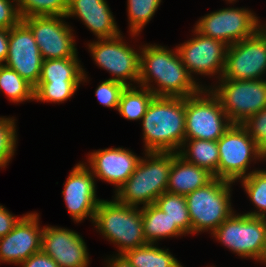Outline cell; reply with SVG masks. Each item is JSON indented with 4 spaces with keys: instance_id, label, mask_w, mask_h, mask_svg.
<instances>
[{
    "instance_id": "cell-35",
    "label": "cell",
    "mask_w": 266,
    "mask_h": 267,
    "mask_svg": "<svg viewBox=\"0 0 266 267\" xmlns=\"http://www.w3.org/2000/svg\"><path fill=\"white\" fill-rule=\"evenodd\" d=\"M125 87L123 83L105 79L104 81H100V84L95 90V96L98 102L104 107L117 110L121 93Z\"/></svg>"
},
{
    "instance_id": "cell-6",
    "label": "cell",
    "mask_w": 266,
    "mask_h": 267,
    "mask_svg": "<svg viewBox=\"0 0 266 267\" xmlns=\"http://www.w3.org/2000/svg\"><path fill=\"white\" fill-rule=\"evenodd\" d=\"M219 150L218 178L235 184L258 168L249 171L251 162L265 156L241 124H232L217 140Z\"/></svg>"
},
{
    "instance_id": "cell-18",
    "label": "cell",
    "mask_w": 266,
    "mask_h": 267,
    "mask_svg": "<svg viewBox=\"0 0 266 267\" xmlns=\"http://www.w3.org/2000/svg\"><path fill=\"white\" fill-rule=\"evenodd\" d=\"M41 251L59 267H88L90 257L83 237L73 230L43 226Z\"/></svg>"
},
{
    "instance_id": "cell-29",
    "label": "cell",
    "mask_w": 266,
    "mask_h": 267,
    "mask_svg": "<svg viewBox=\"0 0 266 267\" xmlns=\"http://www.w3.org/2000/svg\"><path fill=\"white\" fill-rule=\"evenodd\" d=\"M239 181L256 208L244 214L266 218V170L257 169Z\"/></svg>"
},
{
    "instance_id": "cell-14",
    "label": "cell",
    "mask_w": 266,
    "mask_h": 267,
    "mask_svg": "<svg viewBox=\"0 0 266 267\" xmlns=\"http://www.w3.org/2000/svg\"><path fill=\"white\" fill-rule=\"evenodd\" d=\"M194 37L176 46L182 63L188 70L190 76L195 75L215 76L220 80L225 68L226 53L228 45L206 37L195 29L192 31Z\"/></svg>"
},
{
    "instance_id": "cell-31",
    "label": "cell",
    "mask_w": 266,
    "mask_h": 267,
    "mask_svg": "<svg viewBox=\"0 0 266 267\" xmlns=\"http://www.w3.org/2000/svg\"><path fill=\"white\" fill-rule=\"evenodd\" d=\"M82 82H38L34 87V100L64 103L76 93Z\"/></svg>"
},
{
    "instance_id": "cell-16",
    "label": "cell",
    "mask_w": 266,
    "mask_h": 267,
    "mask_svg": "<svg viewBox=\"0 0 266 267\" xmlns=\"http://www.w3.org/2000/svg\"><path fill=\"white\" fill-rule=\"evenodd\" d=\"M96 180L83 161L70 171L62 191L63 198L74 222L79 223L89 218L93 223L97 206L102 199L96 195Z\"/></svg>"
},
{
    "instance_id": "cell-19",
    "label": "cell",
    "mask_w": 266,
    "mask_h": 267,
    "mask_svg": "<svg viewBox=\"0 0 266 267\" xmlns=\"http://www.w3.org/2000/svg\"><path fill=\"white\" fill-rule=\"evenodd\" d=\"M87 166L98 180L115 185L116 193L119 188L134 173L141 157L123 147L99 149L88 153Z\"/></svg>"
},
{
    "instance_id": "cell-30",
    "label": "cell",
    "mask_w": 266,
    "mask_h": 267,
    "mask_svg": "<svg viewBox=\"0 0 266 267\" xmlns=\"http://www.w3.org/2000/svg\"><path fill=\"white\" fill-rule=\"evenodd\" d=\"M162 0H127L128 24L131 37H137L151 21Z\"/></svg>"
},
{
    "instance_id": "cell-12",
    "label": "cell",
    "mask_w": 266,
    "mask_h": 267,
    "mask_svg": "<svg viewBox=\"0 0 266 267\" xmlns=\"http://www.w3.org/2000/svg\"><path fill=\"white\" fill-rule=\"evenodd\" d=\"M265 74L266 24L251 37L228 46L221 79L257 80Z\"/></svg>"
},
{
    "instance_id": "cell-2",
    "label": "cell",
    "mask_w": 266,
    "mask_h": 267,
    "mask_svg": "<svg viewBox=\"0 0 266 267\" xmlns=\"http://www.w3.org/2000/svg\"><path fill=\"white\" fill-rule=\"evenodd\" d=\"M142 122L145 152H175L185 140V98L154 96Z\"/></svg>"
},
{
    "instance_id": "cell-37",
    "label": "cell",
    "mask_w": 266,
    "mask_h": 267,
    "mask_svg": "<svg viewBox=\"0 0 266 267\" xmlns=\"http://www.w3.org/2000/svg\"><path fill=\"white\" fill-rule=\"evenodd\" d=\"M24 215L21 217L15 216L0 204V238L6 236Z\"/></svg>"
},
{
    "instance_id": "cell-9",
    "label": "cell",
    "mask_w": 266,
    "mask_h": 267,
    "mask_svg": "<svg viewBox=\"0 0 266 267\" xmlns=\"http://www.w3.org/2000/svg\"><path fill=\"white\" fill-rule=\"evenodd\" d=\"M232 124L210 89L185 98V139L217 141Z\"/></svg>"
},
{
    "instance_id": "cell-36",
    "label": "cell",
    "mask_w": 266,
    "mask_h": 267,
    "mask_svg": "<svg viewBox=\"0 0 266 267\" xmlns=\"http://www.w3.org/2000/svg\"><path fill=\"white\" fill-rule=\"evenodd\" d=\"M22 20L16 0H0V29H11Z\"/></svg>"
},
{
    "instance_id": "cell-26",
    "label": "cell",
    "mask_w": 266,
    "mask_h": 267,
    "mask_svg": "<svg viewBox=\"0 0 266 267\" xmlns=\"http://www.w3.org/2000/svg\"><path fill=\"white\" fill-rule=\"evenodd\" d=\"M137 87L126 86L120 96L117 111L127 120L141 121L155 96L148 88Z\"/></svg>"
},
{
    "instance_id": "cell-25",
    "label": "cell",
    "mask_w": 266,
    "mask_h": 267,
    "mask_svg": "<svg viewBox=\"0 0 266 267\" xmlns=\"http://www.w3.org/2000/svg\"><path fill=\"white\" fill-rule=\"evenodd\" d=\"M133 267H183L169 249L147 243L123 254Z\"/></svg>"
},
{
    "instance_id": "cell-27",
    "label": "cell",
    "mask_w": 266,
    "mask_h": 267,
    "mask_svg": "<svg viewBox=\"0 0 266 267\" xmlns=\"http://www.w3.org/2000/svg\"><path fill=\"white\" fill-rule=\"evenodd\" d=\"M3 92L13 103L34 101V87L15 70L0 65V93Z\"/></svg>"
},
{
    "instance_id": "cell-38",
    "label": "cell",
    "mask_w": 266,
    "mask_h": 267,
    "mask_svg": "<svg viewBox=\"0 0 266 267\" xmlns=\"http://www.w3.org/2000/svg\"><path fill=\"white\" fill-rule=\"evenodd\" d=\"M20 267H59V265L47 254L42 251L33 254L26 261H23Z\"/></svg>"
},
{
    "instance_id": "cell-3",
    "label": "cell",
    "mask_w": 266,
    "mask_h": 267,
    "mask_svg": "<svg viewBox=\"0 0 266 267\" xmlns=\"http://www.w3.org/2000/svg\"><path fill=\"white\" fill-rule=\"evenodd\" d=\"M175 152H145L134 173L115 193V199L124 205L139 207L155 204L167 190L172 157Z\"/></svg>"
},
{
    "instance_id": "cell-34",
    "label": "cell",
    "mask_w": 266,
    "mask_h": 267,
    "mask_svg": "<svg viewBox=\"0 0 266 267\" xmlns=\"http://www.w3.org/2000/svg\"><path fill=\"white\" fill-rule=\"evenodd\" d=\"M241 125L255 141L259 150L266 154V108L249 116Z\"/></svg>"
},
{
    "instance_id": "cell-13",
    "label": "cell",
    "mask_w": 266,
    "mask_h": 267,
    "mask_svg": "<svg viewBox=\"0 0 266 267\" xmlns=\"http://www.w3.org/2000/svg\"><path fill=\"white\" fill-rule=\"evenodd\" d=\"M65 16L22 18L30 28L44 60L78 58L74 30Z\"/></svg>"
},
{
    "instance_id": "cell-20",
    "label": "cell",
    "mask_w": 266,
    "mask_h": 267,
    "mask_svg": "<svg viewBox=\"0 0 266 267\" xmlns=\"http://www.w3.org/2000/svg\"><path fill=\"white\" fill-rule=\"evenodd\" d=\"M106 0H68L65 17H75L97 37L114 38L122 32Z\"/></svg>"
},
{
    "instance_id": "cell-4",
    "label": "cell",
    "mask_w": 266,
    "mask_h": 267,
    "mask_svg": "<svg viewBox=\"0 0 266 267\" xmlns=\"http://www.w3.org/2000/svg\"><path fill=\"white\" fill-rule=\"evenodd\" d=\"M94 227L103 238L113 243L117 254L147 244L143 234L142 207L102 199L95 212Z\"/></svg>"
},
{
    "instance_id": "cell-40",
    "label": "cell",
    "mask_w": 266,
    "mask_h": 267,
    "mask_svg": "<svg viewBox=\"0 0 266 267\" xmlns=\"http://www.w3.org/2000/svg\"><path fill=\"white\" fill-rule=\"evenodd\" d=\"M106 267H133L123 254H113L106 259Z\"/></svg>"
},
{
    "instance_id": "cell-5",
    "label": "cell",
    "mask_w": 266,
    "mask_h": 267,
    "mask_svg": "<svg viewBox=\"0 0 266 267\" xmlns=\"http://www.w3.org/2000/svg\"><path fill=\"white\" fill-rule=\"evenodd\" d=\"M233 183L214 178L204 187L185 195L192 234H212L235 210L232 207Z\"/></svg>"
},
{
    "instance_id": "cell-10",
    "label": "cell",
    "mask_w": 266,
    "mask_h": 267,
    "mask_svg": "<svg viewBox=\"0 0 266 267\" xmlns=\"http://www.w3.org/2000/svg\"><path fill=\"white\" fill-rule=\"evenodd\" d=\"M87 46L95 64L112 75L109 80L125 86L137 83L138 86L141 46L137 51L124 41L122 34L114 38L97 39L87 43Z\"/></svg>"
},
{
    "instance_id": "cell-28",
    "label": "cell",
    "mask_w": 266,
    "mask_h": 267,
    "mask_svg": "<svg viewBox=\"0 0 266 267\" xmlns=\"http://www.w3.org/2000/svg\"><path fill=\"white\" fill-rule=\"evenodd\" d=\"M155 205L167 213L172 223H175L185 235H192V223L184 195L164 192L157 198Z\"/></svg>"
},
{
    "instance_id": "cell-33",
    "label": "cell",
    "mask_w": 266,
    "mask_h": 267,
    "mask_svg": "<svg viewBox=\"0 0 266 267\" xmlns=\"http://www.w3.org/2000/svg\"><path fill=\"white\" fill-rule=\"evenodd\" d=\"M15 117L2 116L0 119V168H5L15 155L17 129Z\"/></svg>"
},
{
    "instance_id": "cell-22",
    "label": "cell",
    "mask_w": 266,
    "mask_h": 267,
    "mask_svg": "<svg viewBox=\"0 0 266 267\" xmlns=\"http://www.w3.org/2000/svg\"><path fill=\"white\" fill-rule=\"evenodd\" d=\"M143 234L147 243L157 244L164 238L185 236V234L172 223L167 213L155 204L142 207Z\"/></svg>"
},
{
    "instance_id": "cell-23",
    "label": "cell",
    "mask_w": 266,
    "mask_h": 267,
    "mask_svg": "<svg viewBox=\"0 0 266 267\" xmlns=\"http://www.w3.org/2000/svg\"><path fill=\"white\" fill-rule=\"evenodd\" d=\"M178 154L187 162L207 169L218 178L219 150L217 141L185 139Z\"/></svg>"
},
{
    "instance_id": "cell-21",
    "label": "cell",
    "mask_w": 266,
    "mask_h": 267,
    "mask_svg": "<svg viewBox=\"0 0 266 267\" xmlns=\"http://www.w3.org/2000/svg\"><path fill=\"white\" fill-rule=\"evenodd\" d=\"M214 179L207 169L187 162L178 153L172 157L166 192L187 195L198 188L204 187Z\"/></svg>"
},
{
    "instance_id": "cell-17",
    "label": "cell",
    "mask_w": 266,
    "mask_h": 267,
    "mask_svg": "<svg viewBox=\"0 0 266 267\" xmlns=\"http://www.w3.org/2000/svg\"><path fill=\"white\" fill-rule=\"evenodd\" d=\"M36 212L25 214L14 228L0 238V264L18 266L41 251L43 227Z\"/></svg>"
},
{
    "instance_id": "cell-15",
    "label": "cell",
    "mask_w": 266,
    "mask_h": 267,
    "mask_svg": "<svg viewBox=\"0 0 266 267\" xmlns=\"http://www.w3.org/2000/svg\"><path fill=\"white\" fill-rule=\"evenodd\" d=\"M43 57L30 28L21 20L9 29L8 55L4 65L15 70L33 87L38 84Z\"/></svg>"
},
{
    "instance_id": "cell-24",
    "label": "cell",
    "mask_w": 266,
    "mask_h": 267,
    "mask_svg": "<svg viewBox=\"0 0 266 267\" xmlns=\"http://www.w3.org/2000/svg\"><path fill=\"white\" fill-rule=\"evenodd\" d=\"M79 58L44 60L38 82H87L88 75Z\"/></svg>"
},
{
    "instance_id": "cell-11",
    "label": "cell",
    "mask_w": 266,
    "mask_h": 267,
    "mask_svg": "<svg viewBox=\"0 0 266 267\" xmlns=\"http://www.w3.org/2000/svg\"><path fill=\"white\" fill-rule=\"evenodd\" d=\"M262 26L259 17L251 9L227 7L200 17L194 29L230 46L251 37Z\"/></svg>"
},
{
    "instance_id": "cell-39",
    "label": "cell",
    "mask_w": 266,
    "mask_h": 267,
    "mask_svg": "<svg viewBox=\"0 0 266 267\" xmlns=\"http://www.w3.org/2000/svg\"><path fill=\"white\" fill-rule=\"evenodd\" d=\"M9 30L0 29V65L4 64L8 55Z\"/></svg>"
},
{
    "instance_id": "cell-42",
    "label": "cell",
    "mask_w": 266,
    "mask_h": 267,
    "mask_svg": "<svg viewBox=\"0 0 266 267\" xmlns=\"http://www.w3.org/2000/svg\"><path fill=\"white\" fill-rule=\"evenodd\" d=\"M225 1H227V3H234V2H237V0H225Z\"/></svg>"
},
{
    "instance_id": "cell-1",
    "label": "cell",
    "mask_w": 266,
    "mask_h": 267,
    "mask_svg": "<svg viewBox=\"0 0 266 267\" xmlns=\"http://www.w3.org/2000/svg\"><path fill=\"white\" fill-rule=\"evenodd\" d=\"M174 49L155 43L142 45L138 85L148 88L155 96L181 98L208 89L207 85L199 84L190 76L177 48Z\"/></svg>"
},
{
    "instance_id": "cell-8",
    "label": "cell",
    "mask_w": 266,
    "mask_h": 267,
    "mask_svg": "<svg viewBox=\"0 0 266 267\" xmlns=\"http://www.w3.org/2000/svg\"><path fill=\"white\" fill-rule=\"evenodd\" d=\"M217 83L208 89L219 99L233 124H241L266 108V79H220Z\"/></svg>"
},
{
    "instance_id": "cell-7",
    "label": "cell",
    "mask_w": 266,
    "mask_h": 267,
    "mask_svg": "<svg viewBox=\"0 0 266 267\" xmlns=\"http://www.w3.org/2000/svg\"><path fill=\"white\" fill-rule=\"evenodd\" d=\"M211 236L241 258L260 263L266 247V218L234 212Z\"/></svg>"
},
{
    "instance_id": "cell-32",
    "label": "cell",
    "mask_w": 266,
    "mask_h": 267,
    "mask_svg": "<svg viewBox=\"0 0 266 267\" xmlns=\"http://www.w3.org/2000/svg\"><path fill=\"white\" fill-rule=\"evenodd\" d=\"M21 18L65 16L68 0H16Z\"/></svg>"
},
{
    "instance_id": "cell-41",
    "label": "cell",
    "mask_w": 266,
    "mask_h": 267,
    "mask_svg": "<svg viewBox=\"0 0 266 267\" xmlns=\"http://www.w3.org/2000/svg\"><path fill=\"white\" fill-rule=\"evenodd\" d=\"M260 263H262L264 265L266 264V247H265V251H264V254H263V257H262Z\"/></svg>"
}]
</instances>
